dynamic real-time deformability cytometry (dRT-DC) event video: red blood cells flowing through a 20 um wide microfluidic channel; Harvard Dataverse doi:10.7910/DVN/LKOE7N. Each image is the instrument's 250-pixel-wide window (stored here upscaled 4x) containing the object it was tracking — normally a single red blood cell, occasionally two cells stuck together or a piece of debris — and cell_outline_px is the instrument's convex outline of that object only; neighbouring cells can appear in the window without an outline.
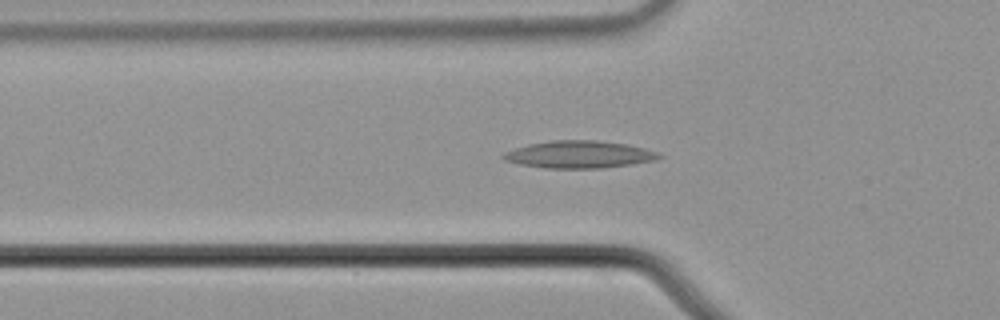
{"species": "common noctule bat (a hibernating species)", "species_latin": "Nyctalus noctula", "temperature_condition": "cold", "stored_images_in_passage": 56, "camera_frame_rate_fps": 3000, "um_per_image_px": 0.085, "animal": {"sex": "male", "body_mass_g": 21.5, "forearm_length_mm": 52.0}, "frame": {"image": 1, "passage_image": 19, "time_ms": 6.0, "image_size_px": [1000, 320], "cell_outline_px": [[664, 156], [656, 160], [632, 164], [604, 168], [544, 168], [520, 164], [504, 160], [500, 156], [504, 152], [528, 144], [552, 140], [596, 140], [628, 144], [660, 152]], "centroid_in_image_um": [49.26, 13.13], "position_along_channel_um": 76.5, "area_um2": 24.97}}
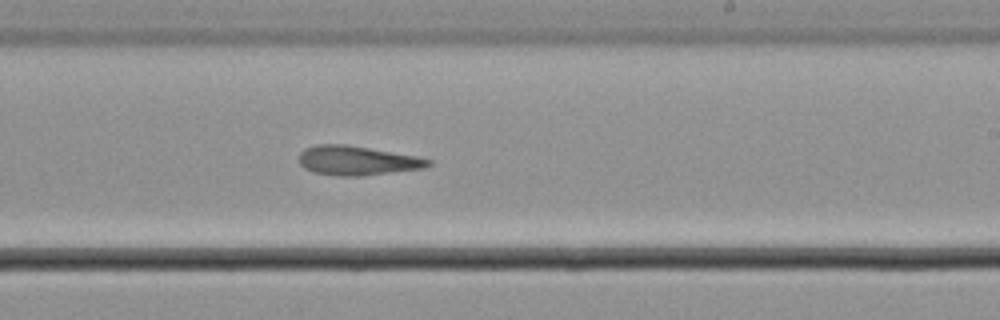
{"frame": {"image": 2, "passage_image": 34, "time_ms": 11.0, "image_size_px": [1000, 320], "cell_outline_px": [[432, 164], [424, 168], [360, 176], [340, 176], [316, 172], [304, 168], [300, 164], [300, 152], [304, 148], [316, 144], [344, 144], [416, 156], [432, 160]], "centroid_in_image_um": [30.35, 13.64], "position_along_channel_um": 258.7, "area_um2": 21.85}}
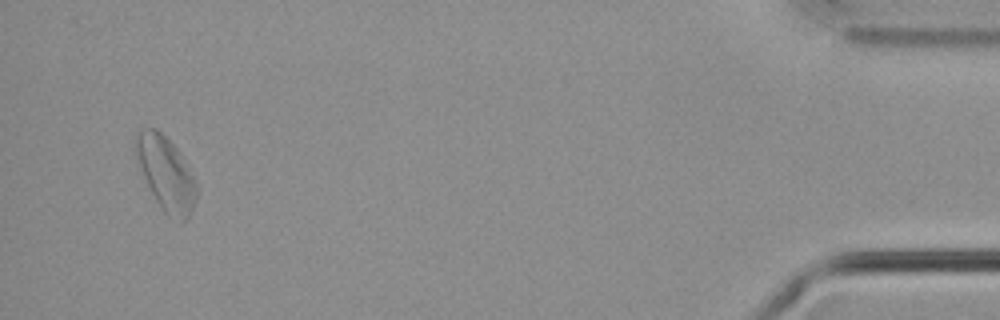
{"frame": {"image": 3, "passage_image": 54, "time_ms": 17.667, "image_size_px": [1000, 320], "cell_outline_px": [[196, 200], [188, 216], [184, 220], [168, 216], [164, 212], [156, 200], [140, 168], [136, 156], [136, 132], [144, 128], [156, 128], [180, 152], [196, 184]], "centroid_in_image_um": [14.09, 14.73], "position_along_channel_um": 421.1, "area_um2": 25.26}, "authors_computed_cell_mechanics": {"area_um2": 23.5824, "velocity_mm_per_s": 3.6486, "shape_relaxation_time_tau1_ms": null, "shape_relaxation_time_tau2_ms": 3.2752, "deformation_change_tau1": null, "deformation_change_tau2": 0.1233}}